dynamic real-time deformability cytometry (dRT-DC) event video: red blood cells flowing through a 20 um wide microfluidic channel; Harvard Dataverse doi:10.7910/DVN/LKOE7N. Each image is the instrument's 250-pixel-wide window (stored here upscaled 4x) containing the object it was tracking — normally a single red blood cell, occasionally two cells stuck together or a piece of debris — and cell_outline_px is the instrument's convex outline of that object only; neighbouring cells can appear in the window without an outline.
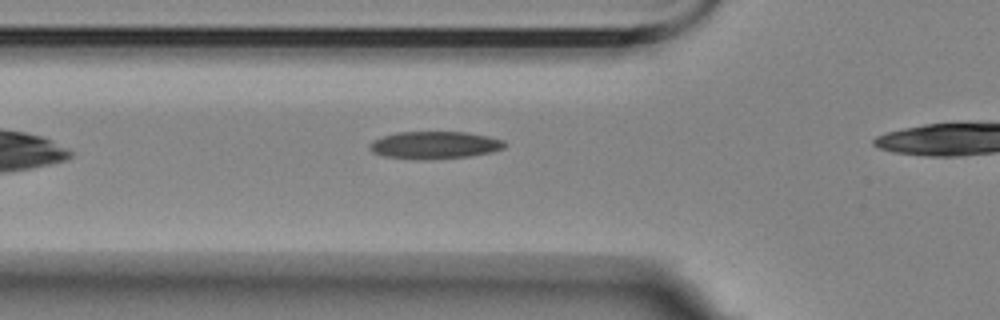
{"species": "Egyptian fruit bat (a non-hibernating species)", "species_latin": "Rousettus aegyptiacus", "temperature_condition": "room temperature", "stored_images_in_passage": 3, "camera_frame_rate_fps": 3000, "um_per_image_px": 0.085, "animal": {"sex": "female"}, "frame": {"image": 1, "passage_image": 3, "time_ms": 2.667, "image_size_px": [1000, 320], "cell_outline_px": [[508, 144], [504, 148], [492, 152], [468, 156], [428, 160], [416, 160], [384, 156], [372, 152], [368, 148], [368, 144], [372, 140], [396, 132], [468, 132], [488, 136], [504, 140]], "centroid_in_image_um": [36.93, 12.34], "position_along_channel_um": 88.9, "area_um2": 21.91}}